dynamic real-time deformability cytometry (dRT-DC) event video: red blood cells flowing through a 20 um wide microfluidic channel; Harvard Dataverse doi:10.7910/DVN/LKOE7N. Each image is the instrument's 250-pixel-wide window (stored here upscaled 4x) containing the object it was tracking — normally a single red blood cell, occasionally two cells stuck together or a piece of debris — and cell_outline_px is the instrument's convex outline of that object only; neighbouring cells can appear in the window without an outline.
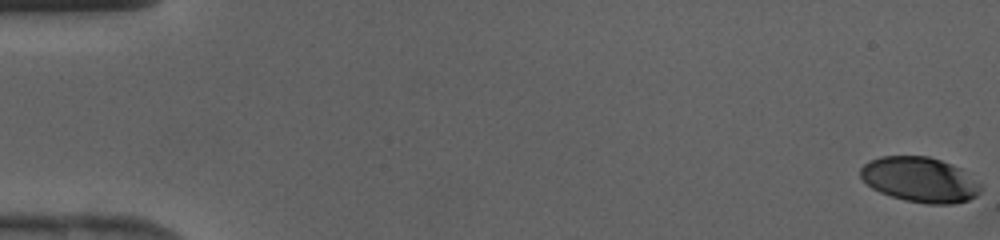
{"species": "human", "species_latin": "Homo sapiens", "temperature_condition": "cold", "stored_images_in_passage": 14, "camera_frame_rate_fps": 3000, "um_per_image_px": 0.085, "donor": {"sex": "female"}, "frame": {"image": 1, "passage_image": 1, "time_ms": 0.0, "image_size_px": [1000, 240], "cell_outline_px": [[980, 192], [976, 196], [968, 200], [956, 204], [928, 204], [904, 200], [880, 192], [872, 188], [860, 176], [860, 168], [864, 164], [880, 156], [928, 156], [952, 164], [960, 168], [980, 184]], "centroid_in_image_um": [78.19, 15.27], "position_along_channel_um": 6.8, "area_um2": 31.44}}
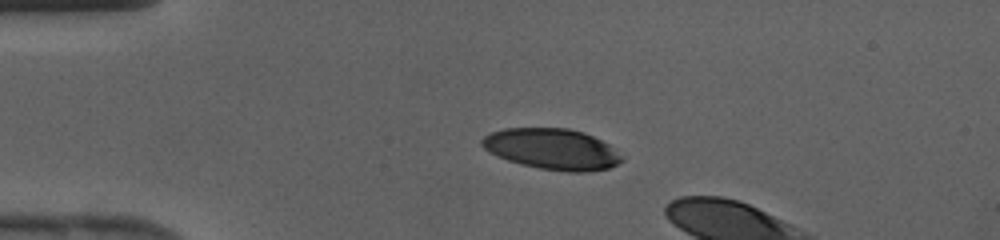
{"frame": {"image": 2, "passage_image": 11, "time_ms": 3.333, "image_size_px": [1000, 240], "cell_outline_px": [[624, 160], [608, 168], [584, 172], [568, 172], [540, 168], [520, 164], [496, 156], [488, 152], [480, 144], [480, 140], [484, 136], [492, 132], [504, 128], [568, 128], [584, 132], [608, 144], [624, 156]], "centroid_in_image_um": [46.91, 12.67], "position_along_channel_um": 38.1, "area_um2": 33.41}}